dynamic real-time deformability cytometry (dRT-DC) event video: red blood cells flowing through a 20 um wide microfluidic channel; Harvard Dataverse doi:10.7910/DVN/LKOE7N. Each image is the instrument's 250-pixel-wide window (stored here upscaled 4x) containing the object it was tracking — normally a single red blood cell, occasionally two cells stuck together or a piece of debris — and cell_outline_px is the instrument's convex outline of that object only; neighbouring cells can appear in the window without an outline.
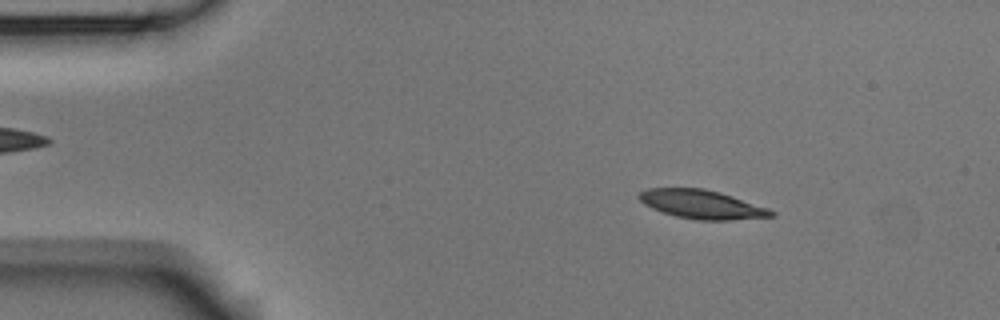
{"species": "Egyptian fruit bat (a non-hibernating species)", "species_latin": "Rousettus aegyptiacus", "temperature_condition": "room temperature", "stored_images_in_passage": 5, "camera_frame_rate_fps": 3000, "um_per_image_px": 0.085, "animal": {"sex": "male"}, "frame": {"image": 1, "passage_image": 3, "time_ms": 0.667, "image_size_px": [1000, 320], "cell_outline_px": [[776, 216], [732, 220], [696, 220], [676, 216], [652, 208], [644, 204], [636, 196], [640, 192], [648, 188], [704, 188], [720, 192], [768, 208], [776, 212]], "centroid_in_image_um": [59.66, 17.37], "position_along_channel_um": 25.3, "area_um2": 22.14}}